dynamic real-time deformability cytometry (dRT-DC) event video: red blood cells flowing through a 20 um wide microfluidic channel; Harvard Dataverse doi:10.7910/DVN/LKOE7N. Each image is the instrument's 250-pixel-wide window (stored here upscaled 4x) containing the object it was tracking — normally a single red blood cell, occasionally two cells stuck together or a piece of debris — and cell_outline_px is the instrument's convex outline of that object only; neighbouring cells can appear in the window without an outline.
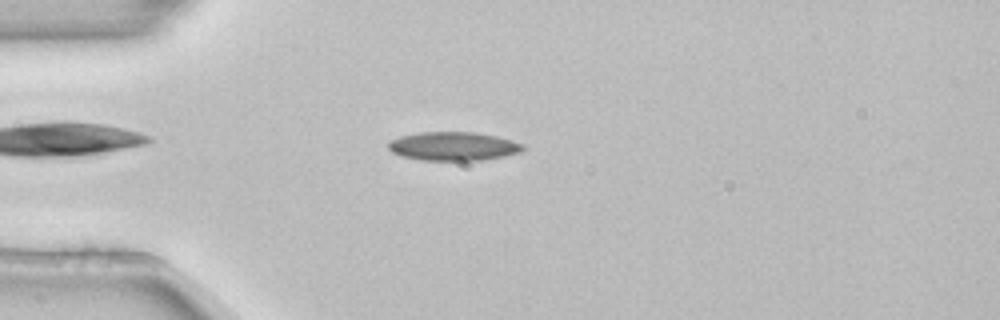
{"species": "common noctule bat (a hibernating species)", "species_latin": "Nyctalus noctula", "temperature_condition": "room temperature", "stored_images_in_passage": 3, "camera_frame_rate_fps": 3000, "um_per_image_px": 0.085, "animal": {"sex": "female", "body_mass_g": 22.7, "forearm_length_mm": 54.2}, "frame": {"image": 1, "passage_image": 3, "time_ms": 0.667, "image_size_px": [1000, 320], "cell_outline_px": [[528, 148], [520, 152], [504, 156], [480, 160], [420, 160], [400, 156], [392, 152], [388, 148], [388, 140], [400, 136], [420, 132], [476, 132], [496, 136], [512, 140], [524, 144]], "centroid_in_image_um": [38.53, 12.42], "position_along_channel_um": 46.5, "area_um2": 22.72}}